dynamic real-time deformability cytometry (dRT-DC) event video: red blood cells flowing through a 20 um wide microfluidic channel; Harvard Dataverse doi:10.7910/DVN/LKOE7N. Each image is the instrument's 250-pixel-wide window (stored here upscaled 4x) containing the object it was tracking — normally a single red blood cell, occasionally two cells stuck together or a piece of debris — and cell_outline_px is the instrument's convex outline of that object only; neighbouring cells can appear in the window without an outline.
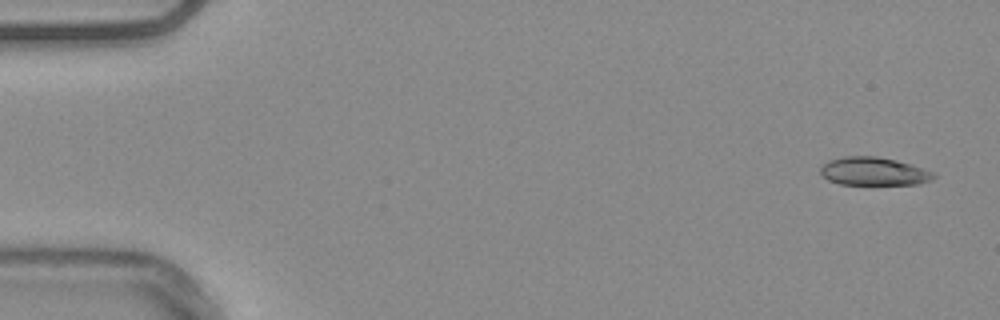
{"species": "common noctule bat (a hibernating species)", "species_latin": "Nyctalus noctula", "temperature_condition": "warm", "stored_images_in_passage": 53, "camera_frame_rate_fps": 3000, "um_per_image_px": 0.085, "animal": {"sex": "male", "body_mass_g": 20.4}, "frame": {"image": 1, "passage_image": 1, "time_ms": 0.0, "image_size_px": [1000, 320], "cell_outline_px": [[936, 176], [932, 180], [920, 184], [840, 184], [828, 180], [820, 176], [820, 168], [828, 160], [844, 156], [876, 156], [896, 160], [912, 164], [932, 172]], "centroid_in_image_um": [74.24, 14.56], "position_along_channel_um": 10.8, "area_um2": 18.67}}
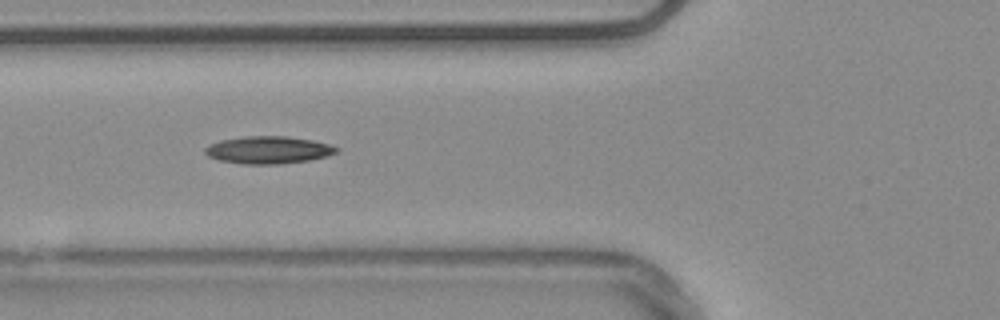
{"frame": {"image": 2, "passage_image": 19, "time_ms": 6.0, "image_size_px": [1000, 320], "cell_outline_px": [[340, 148], [336, 152], [328, 156], [308, 160], [280, 164], [240, 164], [220, 160], [208, 156], [204, 152], [204, 148], [208, 144], [220, 140], [244, 136], [288, 136], [312, 140], [328, 144]], "centroid_in_image_um": [22.78, 12.74], "position_along_channel_um": 103.0, "area_um2": 21.1}}
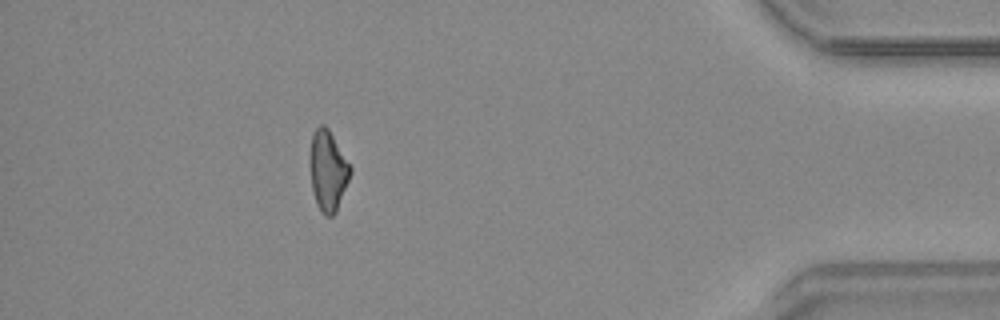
{"frame": {"image": 3, "passage_image": 47, "time_ms": 15.333, "image_size_px": [1000, 320], "cell_outline_px": [[352, 172], [336, 212], [332, 216], [324, 216], [320, 212], [316, 204], [312, 192], [308, 160], [312, 132], [320, 124], [324, 124], [328, 128], [352, 168]], "centroid_in_image_um": [27.84, 14.51], "position_along_channel_um": 407.4, "area_um2": 19.36}}